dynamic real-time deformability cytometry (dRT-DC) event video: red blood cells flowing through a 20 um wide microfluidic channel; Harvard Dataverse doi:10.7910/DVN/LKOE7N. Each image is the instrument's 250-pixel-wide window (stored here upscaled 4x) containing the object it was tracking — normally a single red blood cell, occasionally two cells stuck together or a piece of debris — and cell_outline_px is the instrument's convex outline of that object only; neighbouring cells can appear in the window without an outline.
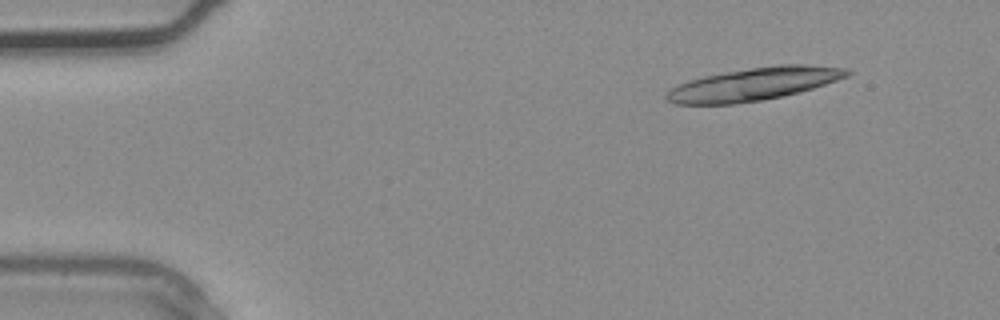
{"species": "common noctule bat (a hibernating species)", "species_latin": "Nyctalus noctula", "temperature_condition": "warm", "stored_images_in_passage": 2, "camera_frame_rate_fps": 3000, "um_per_image_px": 0.085, "animal": {"sex": "male", "body_mass_g": 20.4}, "frame": {"image": 1, "passage_image": 1, "time_ms": 0.0, "image_size_px": [1000, 320], "cell_outline_px": [[852, 72], [848, 76], [800, 92], [784, 96], [760, 100], [732, 104], [676, 104], [668, 100], [664, 96], [672, 88], [688, 80], [704, 76], [724, 72], [776, 64], [808, 64], [848, 68]], "centroid_in_image_um": [64.11, 7.13], "position_along_channel_um": 20.9, "area_um2": 34.39}}